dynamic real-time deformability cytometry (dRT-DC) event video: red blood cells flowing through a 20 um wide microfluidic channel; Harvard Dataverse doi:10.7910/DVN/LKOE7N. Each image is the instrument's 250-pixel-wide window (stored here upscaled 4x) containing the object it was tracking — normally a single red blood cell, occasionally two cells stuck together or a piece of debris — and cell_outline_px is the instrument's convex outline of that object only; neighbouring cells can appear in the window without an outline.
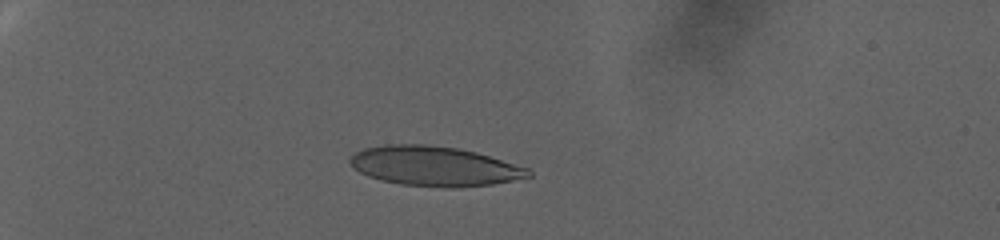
{"species": "human", "species_latin": "Homo sapiens", "temperature_condition": "warm", "stored_images_in_passage": 67, "camera_frame_rate_fps": 3000, "um_per_image_px": 0.085, "donor": {"sex": "female"}, "frame": {"image": 1, "passage_image": 1, "time_ms": 0.0, "image_size_px": [1000, 240], "cell_outline_px": [[532, 176], [492, 184], [460, 188], [444, 188], [400, 184], [380, 180], [368, 176], [352, 168], [348, 160], [356, 152], [364, 148], [384, 144], [424, 144], [460, 148], [476, 152], [528, 168], [532, 172]], "centroid_in_image_um": [36.9, 14.12], "position_along_channel_um": 48.1, "area_um2": 41.5}}
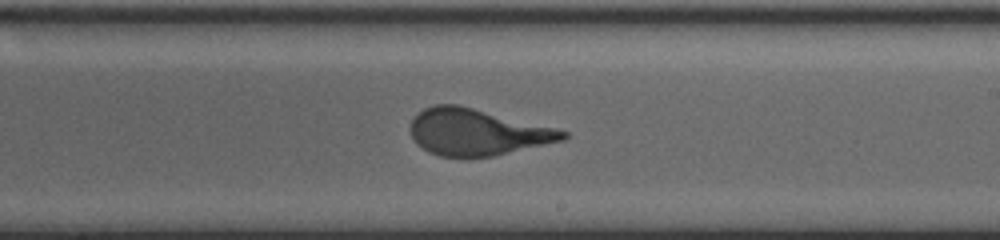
{"frame": {"image": 2, "passage_image": 35, "time_ms": 11.333, "image_size_px": [1000, 240], "cell_outline_px": [[568, 136], [564, 140], [492, 156], [440, 156], [428, 152], [416, 144], [408, 128], [412, 120], [424, 108], [436, 104], [456, 104], [568, 132]], "centroid_in_image_um": [40.47, 11.23], "position_along_channel_um": 248.5, "area_um2": 40.46}}
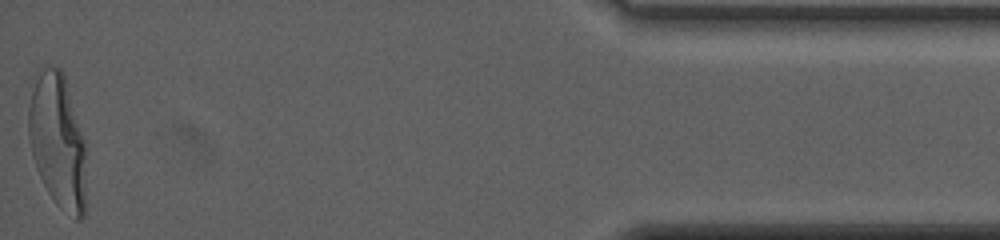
{"frame": {"image": 3, "passage_image": 67, "time_ms": 22.0, "image_size_px": [1000, 240], "cell_outline_px": [[88, 152], [84, 216], [80, 220], [76, 220], [60, 208], [56, 204], [48, 192], [36, 168], [32, 156], [28, 136], [28, 108], [36, 68], [44, 64], [60, 68], [64, 72], [88, 148]], "centroid_in_image_um": [4.93, 11.94], "position_along_channel_um": 430.3, "area_um2": 46.99}, "authors_computed_cell_mechanics": {"area_um2": 41.7316, "velocity_mm_per_s": 2.2953, "shape_relaxation_time_tau1_ms": 11.2911, "shape_relaxation_time_tau2_ms": null, "deformation_change_tau1": 0.2989, "deformation_change_tau2": null}}